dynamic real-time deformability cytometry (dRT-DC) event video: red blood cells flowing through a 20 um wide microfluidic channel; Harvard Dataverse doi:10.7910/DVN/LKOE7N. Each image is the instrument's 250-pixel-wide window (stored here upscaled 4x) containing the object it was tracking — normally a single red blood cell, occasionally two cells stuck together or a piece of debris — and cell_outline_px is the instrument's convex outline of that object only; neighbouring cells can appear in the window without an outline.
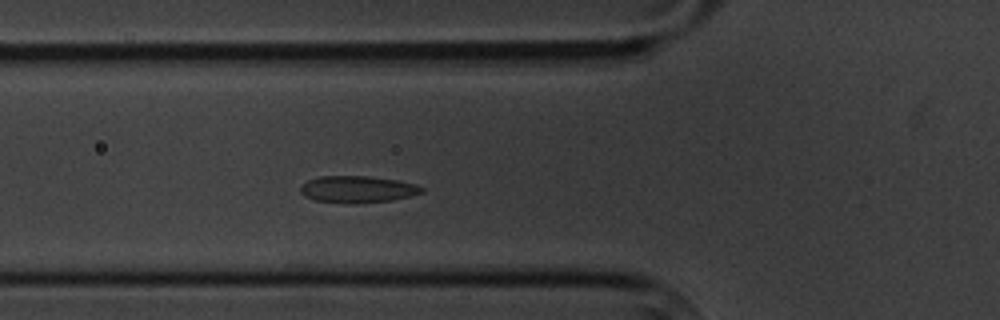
{"species": "common noctule bat (a hibernating species)", "species_latin": "Nyctalus noctula", "temperature_condition": "cold", "stored_images_in_passage": 3, "camera_frame_rate_fps": 3000, "um_per_image_px": 0.085, "animal": {"sex": "male", "body_mass_g": 20.1, "forearm_length_mm": 53.5}, "frame": {"image": 1, "passage_image": 3, "time_ms": 2.333, "image_size_px": [1000, 320], "cell_outline_px": [[424, 192], [392, 200], [356, 204], [348, 204], [316, 200], [304, 196], [300, 192], [300, 188], [308, 180], [320, 176], [368, 176], [396, 180], [416, 184], [424, 188]], "centroid_in_image_um": [30.39, 16.1], "position_along_channel_um": 95.4, "area_um2": 18.96}}